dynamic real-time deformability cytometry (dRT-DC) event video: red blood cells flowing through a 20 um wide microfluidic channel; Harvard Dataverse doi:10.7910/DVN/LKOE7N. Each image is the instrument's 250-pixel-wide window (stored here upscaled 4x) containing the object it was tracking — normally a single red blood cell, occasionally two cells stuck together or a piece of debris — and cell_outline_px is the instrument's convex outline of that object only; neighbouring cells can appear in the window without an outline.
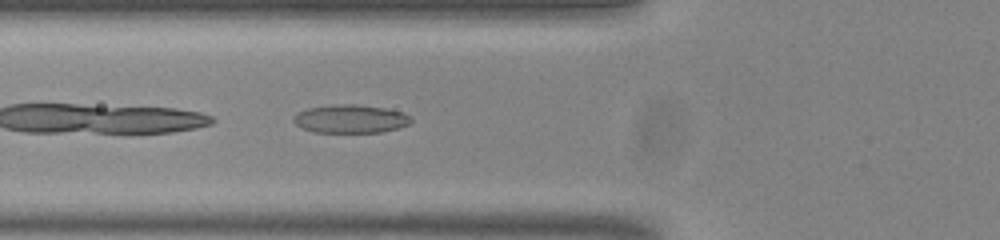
{"species": "common noctule bat (a hibernating species)", "species_latin": "Nyctalus noctula", "temperature_condition": "room temperature", "stored_images_in_passage": 37, "camera_frame_rate_fps": 3000, "um_per_image_px": 0.085, "animal": {"sex": "male", "body_mass_g": 20.0, "forearm_length_mm": 53.3}, "frame": {"image": 1, "passage_image": 3, "time_ms": 0.667, "image_size_px": [1000, 240], "cell_outline_px": [[412, 120], [408, 124], [396, 128], [380, 132], [316, 132], [300, 128], [292, 120], [292, 116], [308, 108], [332, 104], [356, 104], [384, 108], [404, 112]], "centroid_in_image_um": [29.75, 10.09], "position_along_channel_um": 96.1, "area_um2": 19.31}}
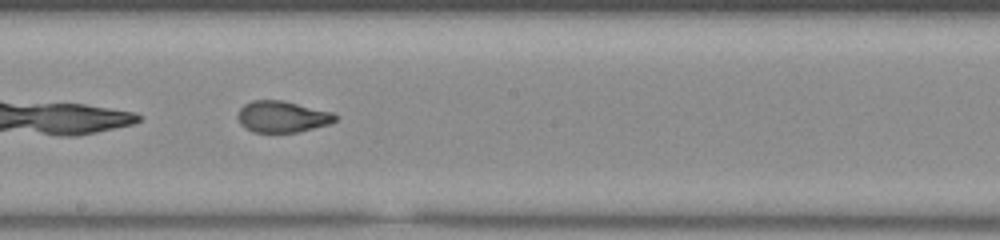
{"frame": {"image": 2, "passage_image": 13, "time_ms": 4.0, "image_size_px": [1000, 240], "cell_outline_px": [[340, 116], [336, 120], [328, 124], [296, 132], [252, 132], [240, 124], [236, 116], [240, 108], [244, 104], [252, 100], [284, 100], [332, 112]], "centroid_in_image_um": [23.97, 9.9], "position_along_channel_um": 224.2, "area_um2": 17.92}}
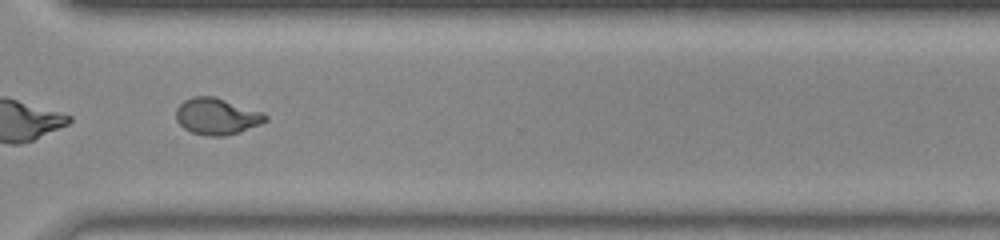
{"frame": {"image": 3, "passage_image": 23, "time_ms": 7.333, "image_size_px": [1000, 240], "cell_outline_px": [[268, 120], [260, 124], [240, 132], [224, 136], [208, 136], [192, 132], [184, 128], [176, 120], [176, 108], [184, 100], [192, 96], [216, 96], [264, 112], [268, 116]], "centroid_in_image_um": [18.45, 9.87], "position_along_channel_um": 352.2, "area_um2": 19.25}, "authors_computed_cell_mechanics": {"area_um2": 18.496, "velocity_mm_per_s": 3.8385, "shape_relaxation_time_tau1_ms": null, "shape_relaxation_time_tau2_ms": 0.9914, "deformation_change_tau1": null, "deformation_change_tau2": 0.0646}}